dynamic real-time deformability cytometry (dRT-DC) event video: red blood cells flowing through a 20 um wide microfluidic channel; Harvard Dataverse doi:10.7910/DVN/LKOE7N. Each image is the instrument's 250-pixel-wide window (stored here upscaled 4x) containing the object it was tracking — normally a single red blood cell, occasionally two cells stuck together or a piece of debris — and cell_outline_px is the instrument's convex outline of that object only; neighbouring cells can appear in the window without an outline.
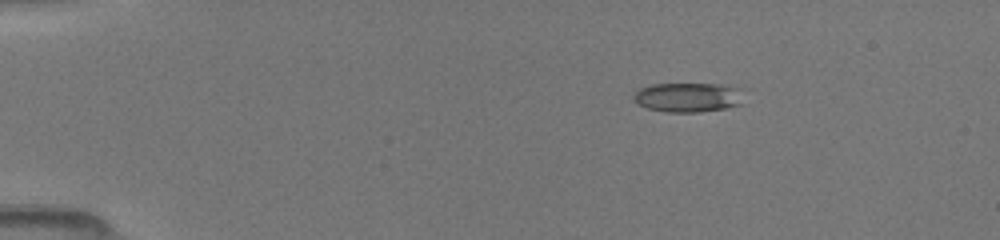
{"species": "common noctule bat (a hibernating species)", "species_latin": "Nyctalus noctula", "temperature_condition": "room temperature", "stored_images_in_passage": 26, "camera_frame_rate_fps": 3000, "um_per_image_px": 0.085, "animal": {"sex": "female", "body_mass_g": 19.5, "forearm_length_mm": 54.1}, "frame": {"image": 1, "passage_image": 6, "time_ms": 2.667, "image_size_px": [1000, 240], "cell_outline_px": [[740, 104], [724, 108], [700, 112], [664, 112], [648, 108], [636, 104], [632, 96], [640, 88], [652, 84], [720, 84], [736, 88]], "centroid_in_image_um": [58.35, 8.28], "position_along_channel_um": 26.7, "area_um2": 18.5}}
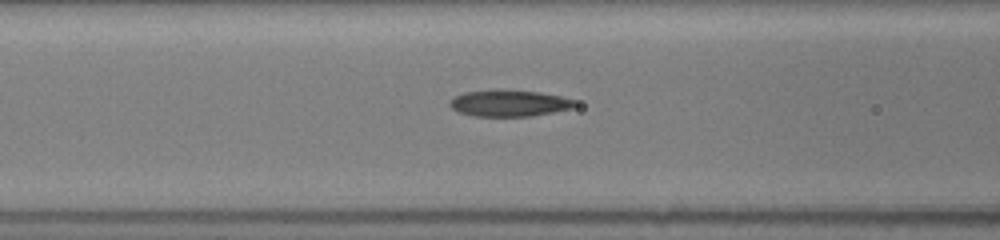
{"frame": {"image": 2, "passage_image": 17, "time_ms": 7.0, "image_size_px": [1000, 240], "cell_outline_px": [[580, 104], [572, 108], [532, 116], [472, 116], [456, 112], [448, 104], [448, 100], [464, 92], [492, 88], [540, 92], [560, 96], [576, 100]], "centroid_in_image_um": [43.25, 8.75], "position_along_channel_um": 123.4, "area_um2": 19.83}}
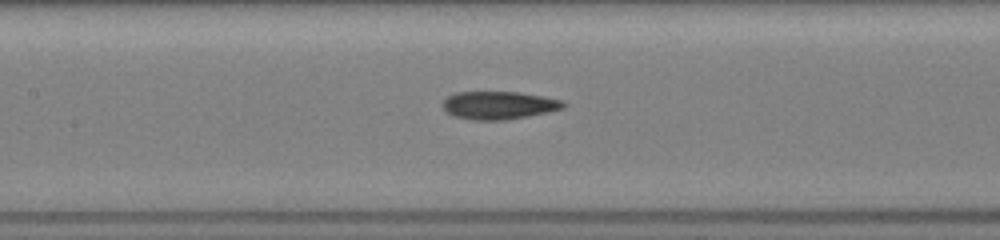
{"frame": {"image": 3, "passage_image": 22, "time_ms": 8.0, "image_size_px": [1000, 240], "cell_outline_px": [[568, 104], [564, 108], [548, 112], [508, 120], [472, 120], [452, 116], [440, 104], [448, 96], [456, 92], [520, 92], [544, 96], [564, 100]], "centroid_in_image_um": [42.43, 8.95], "position_along_channel_um": 165.0, "area_um2": 19.94}}